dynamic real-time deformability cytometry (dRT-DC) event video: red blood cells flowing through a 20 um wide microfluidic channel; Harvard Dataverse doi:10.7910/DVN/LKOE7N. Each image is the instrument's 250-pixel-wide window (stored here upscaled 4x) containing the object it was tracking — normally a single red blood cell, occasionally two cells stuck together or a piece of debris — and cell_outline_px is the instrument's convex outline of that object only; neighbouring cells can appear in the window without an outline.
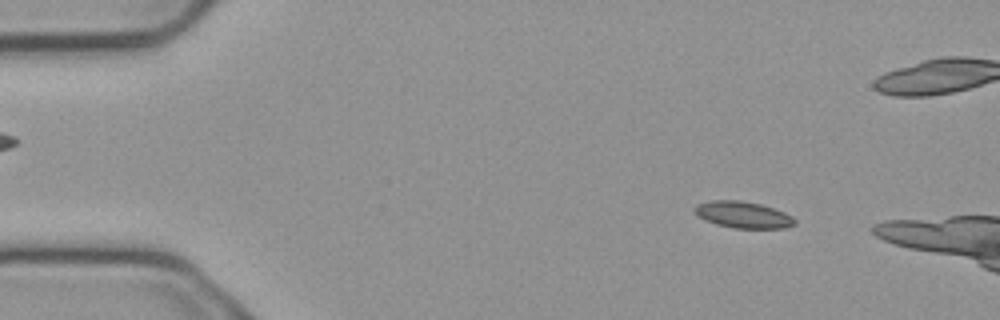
{"species": "common noctule bat (a hibernating species)", "species_latin": "Nyctalus noctula", "temperature_condition": "cold", "stored_images_in_passage": 2, "camera_frame_rate_fps": 3000, "um_per_image_px": 0.085, "animal": {"sex": "male", "body_mass_g": 23.1, "forearm_length_mm": 52.7}, "frame": {"image": 1, "passage_image": 1, "time_ms": 0.0, "image_size_px": [1000, 320], "cell_outline_px": [[796, 224], [784, 228], [732, 228], [716, 224], [704, 220], [692, 212], [692, 208], [696, 204], [712, 200], [740, 200], [760, 204], [784, 212], [792, 216], [796, 220]], "centroid_in_image_um": [63.11, 18.25], "position_along_channel_um": 21.9, "area_um2": 15.66}}